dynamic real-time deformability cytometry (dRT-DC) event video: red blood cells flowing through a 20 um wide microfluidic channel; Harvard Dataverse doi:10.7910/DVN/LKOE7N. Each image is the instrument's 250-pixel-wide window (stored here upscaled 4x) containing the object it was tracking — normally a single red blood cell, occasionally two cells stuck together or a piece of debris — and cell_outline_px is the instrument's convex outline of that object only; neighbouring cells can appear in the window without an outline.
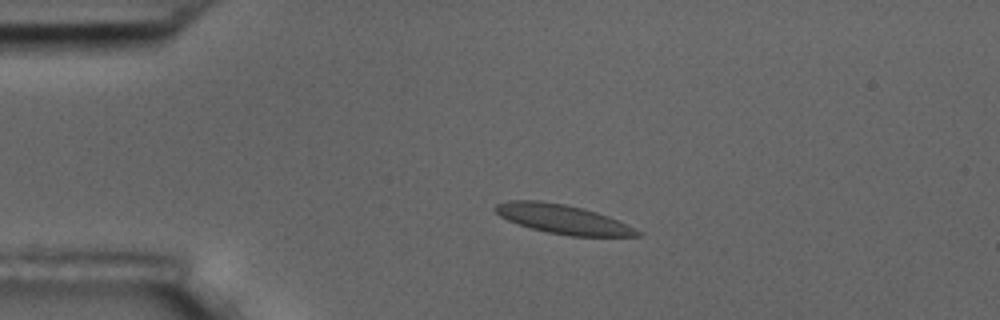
{"species": "common noctule bat (a hibernating species)", "species_latin": "Nyctalus noctula", "temperature_condition": "room temperature", "stored_images_in_passage": 3, "camera_frame_rate_fps": 3000, "um_per_image_px": 0.085, "animal": {"sex": "male", "body_mass_g": 17.5, "forearm_length_mm": 52.3}, "frame": {"image": 1, "passage_image": 2, "time_ms": 1.333, "image_size_px": [1000, 320], "cell_outline_px": [[640, 236], [568, 236], [548, 232], [532, 228], [508, 220], [500, 216], [492, 208], [496, 204], [508, 200], [540, 200], [564, 204], [584, 208], [608, 216], [640, 232]], "centroid_in_image_um": [47.77, 18.61], "position_along_channel_um": 37.2, "area_um2": 23.81}}